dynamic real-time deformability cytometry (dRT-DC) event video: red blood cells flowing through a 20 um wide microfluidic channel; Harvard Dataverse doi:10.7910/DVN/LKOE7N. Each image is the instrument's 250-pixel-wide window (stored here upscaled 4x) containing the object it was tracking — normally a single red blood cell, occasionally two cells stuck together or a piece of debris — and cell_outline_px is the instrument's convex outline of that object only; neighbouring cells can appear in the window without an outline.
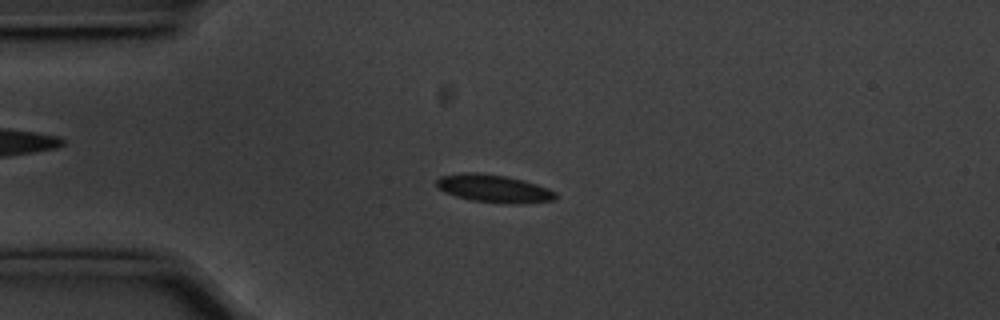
{"species": "common noctule bat (a hibernating species)", "species_latin": "Nyctalus noctula", "temperature_condition": "cold", "stored_images_in_passage": 56, "camera_frame_rate_fps": 3000, "um_per_image_px": 0.085, "animal": {"sex": "male", "body_mass_g": 20.1, "forearm_length_mm": 53.5}, "frame": {"image": 1, "passage_image": 13, "time_ms": 4.0, "image_size_px": [1000, 320], "cell_outline_px": [[556, 196], [552, 200], [516, 204], [508, 204], [472, 200], [456, 196], [444, 192], [436, 184], [436, 180], [440, 176], [464, 172], [476, 172], [504, 176], [536, 184], [548, 188], [556, 192]], "centroid_in_image_um": [41.94, 16.02], "position_along_channel_um": 43.1, "area_um2": 19.02}}
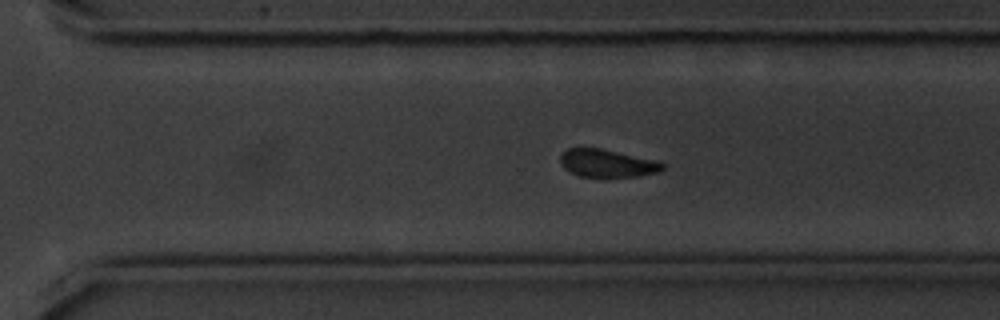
{"frame": {"image": 2, "passage_image": 38, "time_ms": 12.333, "image_size_px": [1000, 320], "cell_outline_px": [[668, 164], [660, 172], [640, 176], [604, 180], [580, 176], [568, 172], [560, 164], [560, 156], [568, 148], [600, 148], [660, 160]], "centroid_in_image_um": [51.68, 13.93], "position_along_channel_um": 318.9, "area_um2": 17.69}}
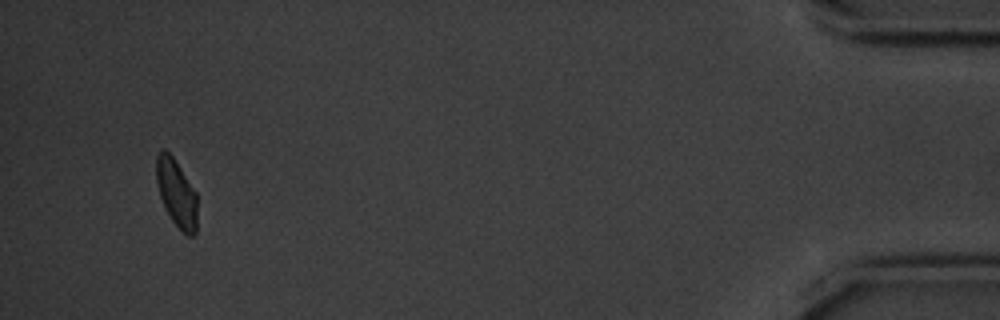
{"frame": {"image": 3, "passage_image": 53, "time_ms": 17.333, "image_size_px": [1000, 320], "cell_outline_px": [[196, 232], [192, 236], [188, 236], [172, 220], [164, 208], [156, 184], [156, 156], [160, 148], [164, 148], [172, 156], [196, 192]], "centroid_in_image_um": [14.97, 16.38], "position_along_channel_um": 420.2, "area_um2": 16.01}, "authors_computed_cell_mechanics": {"area_um2": 17.7446, "velocity_mm_per_s": 3.5426, "shape_relaxation_time_tau1_ms": 1.7511, "shape_relaxation_time_tau2_ms": 2.0191, "deformation_change_tau1": 0.0839, "deformation_change_tau2": 0.0658}}